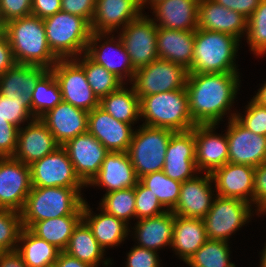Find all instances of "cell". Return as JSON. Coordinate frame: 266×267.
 I'll return each instance as SVG.
<instances>
[{
    "label": "cell",
    "instance_id": "6da1fadb",
    "mask_svg": "<svg viewBox=\"0 0 266 267\" xmlns=\"http://www.w3.org/2000/svg\"><path fill=\"white\" fill-rule=\"evenodd\" d=\"M238 72L188 73L186 91L195 125H217L230 110L239 89Z\"/></svg>",
    "mask_w": 266,
    "mask_h": 267
},
{
    "label": "cell",
    "instance_id": "7a4b0ae2",
    "mask_svg": "<svg viewBox=\"0 0 266 267\" xmlns=\"http://www.w3.org/2000/svg\"><path fill=\"white\" fill-rule=\"evenodd\" d=\"M4 35L18 64L51 69L59 60L48 45L44 22L39 17L30 15L6 22Z\"/></svg>",
    "mask_w": 266,
    "mask_h": 267
},
{
    "label": "cell",
    "instance_id": "3957f363",
    "mask_svg": "<svg viewBox=\"0 0 266 267\" xmlns=\"http://www.w3.org/2000/svg\"><path fill=\"white\" fill-rule=\"evenodd\" d=\"M239 42L232 35L197 28L193 61L188 73L237 72L234 61Z\"/></svg>",
    "mask_w": 266,
    "mask_h": 267
},
{
    "label": "cell",
    "instance_id": "277c9868",
    "mask_svg": "<svg viewBox=\"0 0 266 267\" xmlns=\"http://www.w3.org/2000/svg\"><path fill=\"white\" fill-rule=\"evenodd\" d=\"M140 117L145 119L143 125L174 132L188 131L195 126L189 112L186 88L142 97Z\"/></svg>",
    "mask_w": 266,
    "mask_h": 267
},
{
    "label": "cell",
    "instance_id": "5b68a950",
    "mask_svg": "<svg viewBox=\"0 0 266 267\" xmlns=\"http://www.w3.org/2000/svg\"><path fill=\"white\" fill-rule=\"evenodd\" d=\"M81 188L32 187L21 213L22 227L34 222L72 215L84 202Z\"/></svg>",
    "mask_w": 266,
    "mask_h": 267
},
{
    "label": "cell",
    "instance_id": "8992f818",
    "mask_svg": "<svg viewBox=\"0 0 266 267\" xmlns=\"http://www.w3.org/2000/svg\"><path fill=\"white\" fill-rule=\"evenodd\" d=\"M43 22L48 45L59 59H74L86 52L92 30L85 18L60 11Z\"/></svg>",
    "mask_w": 266,
    "mask_h": 267
},
{
    "label": "cell",
    "instance_id": "52a82bcc",
    "mask_svg": "<svg viewBox=\"0 0 266 267\" xmlns=\"http://www.w3.org/2000/svg\"><path fill=\"white\" fill-rule=\"evenodd\" d=\"M174 131L166 128L142 125L132 135L128 155L137 178L161 171L167 147Z\"/></svg>",
    "mask_w": 266,
    "mask_h": 267
},
{
    "label": "cell",
    "instance_id": "ba28073f",
    "mask_svg": "<svg viewBox=\"0 0 266 267\" xmlns=\"http://www.w3.org/2000/svg\"><path fill=\"white\" fill-rule=\"evenodd\" d=\"M187 77L188 70L183 65L157 58L136 70L131 82L141 99L144 96L183 89L186 87Z\"/></svg>",
    "mask_w": 266,
    "mask_h": 267
},
{
    "label": "cell",
    "instance_id": "9c48e42d",
    "mask_svg": "<svg viewBox=\"0 0 266 267\" xmlns=\"http://www.w3.org/2000/svg\"><path fill=\"white\" fill-rule=\"evenodd\" d=\"M212 206L203 218L209 240H229L232 233L252 216L251 204L235 198L214 196Z\"/></svg>",
    "mask_w": 266,
    "mask_h": 267
},
{
    "label": "cell",
    "instance_id": "30bf717a",
    "mask_svg": "<svg viewBox=\"0 0 266 267\" xmlns=\"http://www.w3.org/2000/svg\"><path fill=\"white\" fill-rule=\"evenodd\" d=\"M60 86L63 101L87 112L100 106L84 69L74 59H59L50 69Z\"/></svg>",
    "mask_w": 266,
    "mask_h": 267
},
{
    "label": "cell",
    "instance_id": "8fae6325",
    "mask_svg": "<svg viewBox=\"0 0 266 267\" xmlns=\"http://www.w3.org/2000/svg\"><path fill=\"white\" fill-rule=\"evenodd\" d=\"M29 166L32 187L83 188L86 186L76 174L62 146Z\"/></svg>",
    "mask_w": 266,
    "mask_h": 267
},
{
    "label": "cell",
    "instance_id": "7c38bea8",
    "mask_svg": "<svg viewBox=\"0 0 266 267\" xmlns=\"http://www.w3.org/2000/svg\"><path fill=\"white\" fill-rule=\"evenodd\" d=\"M155 19L148 18L143 13L129 22L121 33L125 49L129 54L135 70L149 65L158 58L157 54V25Z\"/></svg>",
    "mask_w": 266,
    "mask_h": 267
},
{
    "label": "cell",
    "instance_id": "4fadbf2b",
    "mask_svg": "<svg viewBox=\"0 0 266 267\" xmlns=\"http://www.w3.org/2000/svg\"><path fill=\"white\" fill-rule=\"evenodd\" d=\"M31 188L29 165L13 157L0 158V208L21 212Z\"/></svg>",
    "mask_w": 266,
    "mask_h": 267
},
{
    "label": "cell",
    "instance_id": "5bb4252c",
    "mask_svg": "<svg viewBox=\"0 0 266 267\" xmlns=\"http://www.w3.org/2000/svg\"><path fill=\"white\" fill-rule=\"evenodd\" d=\"M231 113L226 131L229 146L228 162L253 167L266 162V136L255 134L243 127Z\"/></svg>",
    "mask_w": 266,
    "mask_h": 267
},
{
    "label": "cell",
    "instance_id": "9a60e30c",
    "mask_svg": "<svg viewBox=\"0 0 266 267\" xmlns=\"http://www.w3.org/2000/svg\"><path fill=\"white\" fill-rule=\"evenodd\" d=\"M62 147L86 187L98 174L102 162L109 153L103 144L88 132L67 141Z\"/></svg>",
    "mask_w": 266,
    "mask_h": 267
},
{
    "label": "cell",
    "instance_id": "2e32d148",
    "mask_svg": "<svg viewBox=\"0 0 266 267\" xmlns=\"http://www.w3.org/2000/svg\"><path fill=\"white\" fill-rule=\"evenodd\" d=\"M106 35L110 36L109 33L92 32L85 54L96 64L113 73L122 82L126 77H129V80L132 81L136 70L132 66L122 39L118 35L119 38L116 42L114 37H108L110 38L108 40ZM103 37L107 38V41L105 40L103 44L98 46V42H101L100 40ZM114 42L116 43L113 44ZM114 55L119 56L121 59L118 57L117 61Z\"/></svg>",
    "mask_w": 266,
    "mask_h": 267
},
{
    "label": "cell",
    "instance_id": "e0dca14e",
    "mask_svg": "<svg viewBox=\"0 0 266 267\" xmlns=\"http://www.w3.org/2000/svg\"><path fill=\"white\" fill-rule=\"evenodd\" d=\"M162 171L179 182L194 178L198 171L195 161V138L193 128L171 135Z\"/></svg>",
    "mask_w": 266,
    "mask_h": 267
},
{
    "label": "cell",
    "instance_id": "ac0fdd59",
    "mask_svg": "<svg viewBox=\"0 0 266 267\" xmlns=\"http://www.w3.org/2000/svg\"><path fill=\"white\" fill-rule=\"evenodd\" d=\"M128 123L116 120L100 106L88 112L87 132L109 152H127L133 130Z\"/></svg>",
    "mask_w": 266,
    "mask_h": 267
},
{
    "label": "cell",
    "instance_id": "d6986e66",
    "mask_svg": "<svg viewBox=\"0 0 266 267\" xmlns=\"http://www.w3.org/2000/svg\"><path fill=\"white\" fill-rule=\"evenodd\" d=\"M211 176L215 183L216 195L252 204L255 167L228 162L215 169Z\"/></svg>",
    "mask_w": 266,
    "mask_h": 267
},
{
    "label": "cell",
    "instance_id": "ffe728a7",
    "mask_svg": "<svg viewBox=\"0 0 266 267\" xmlns=\"http://www.w3.org/2000/svg\"><path fill=\"white\" fill-rule=\"evenodd\" d=\"M58 147L60 145L45 123L40 118H34L28 122V126L19 128L17 148L13 158L31 165L54 152Z\"/></svg>",
    "mask_w": 266,
    "mask_h": 267
},
{
    "label": "cell",
    "instance_id": "44dd1931",
    "mask_svg": "<svg viewBox=\"0 0 266 267\" xmlns=\"http://www.w3.org/2000/svg\"><path fill=\"white\" fill-rule=\"evenodd\" d=\"M216 125H195V161L198 172L212 173L228 163L229 146L225 135L213 133Z\"/></svg>",
    "mask_w": 266,
    "mask_h": 267
},
{
    "label": "cell",
    "instance_id": "7402d4cb",
    "mask_svg": "<svg viewBox=\"0 0 266 267\" xmlns=\"http://www.w3.org/2000/svg\"><path fill=\"white\" fill-rule=\"evenodd\" d=\"M212 182L211 173H206L204 177L196 175L182 182L179 199L172 212L182 217L203 219L212 206L213 195H216L212 193Z\"/></svg>",
    "mask_w": 266,
    "mask_h": 267
},
{
    "label": "cell",
    "instance_id": "603a6c76",
    "mask_svg": "<svg viewBox=\"0 0 266 267\" xmlns=\"http://www.w3.org/2000/svg\"><path fill=\"white\" fill-rule=\"evenodd\" d=\"M40 119L60 146L78 135L87 133L88 112L64 101Z\"/></svg>",
    "mask_w": 266,
    "mask_h": 267
},
{
    "label": "cell",
    "instance_id": "cb8c5ba5",
    "mask_svg": "<svg viewBox=\"0 0 266 267\" xmlns=\"http://www.w3.org/2000/svg\"><path fill=\"white\" fill-rule=\"evenodd\" d=\"M141 14L140 0H96L91 30L110 34L121 25L123 29Z\"/></svg>",
    "mask_w": 266,
    "mask_h": 267
},
{
    "label": "cell",
    "instance_id": "d4e9b609",
    "mask_svg": "<svg viewBox=\"0 0 266 267\" xmlns=\"http://www.w3.org/2000/svg\"><path fill=\"white\" fill-rule=\"evenodd\" d=\"M247 21L248 19L241 13L227 9L214 0L199 1V29L229 34L240 41V37L247 31Z\"/></svg>",
    "mask_w": 266,
    "mask_h": 267
},
{
    "label": "cell",
    "instance_id": "484cf974",
    "mask_svg": "<svg viewBox=\"0 0 266 267\" xmlns=\"http://www.w3.org/2000/svg\"><path fill=\"white\" fill-rule=\"evenodd\" d=\"M138 180L127 152H109L88 185L103 186L106 193H110L135 187Z\"/></svg>",
    "mask_w": 266,
    "mask_h": 267
},
{
    "label": "cell",
    "instance_id": "4316f807",
    "mask_svg": "<svg viewBox=\"0 0 266 267\" xmlns=\"http://www.w3.org/2000/svg\"><path fill=\"white\" fill-rule=\"evenodd\" d=\"M48 69L41 65L16 63L0 75V94L9 99H23L31 108V94L38 79Z\"/></svg>",
    "mask_w": 266,
    "mask_h": 267
},
{
    "label": "cell",
    "instance_id": "83f0119b",
    "mask_svg": "<svg viewBox=\"0 0 266 267\" xmlns=\"http://www.w3.org/2000/svg\"><path fill=\"white\" fill-rule=\"evenodd\" d=\"M200 0H162L152 9L157 27L173 30H196L198 28V5Z\"/></svg>",
    "mask_w": 266,
    "mask_h": 267
},
{
    "label": "cell",
    "instance_id": "f1b7e54d",
    "mask_svg": "<svg viewBox=\"0 0 266 267\" xmlns=\"http://www.w3.org/2000/svg\"><path fill=\"white\" fill-rule=\"evenodd\" d=\"M195 30H173L157 27L158 58L183 65L187 70L193 61Z\"/></svg>",
    "mask_w": 266,
    "mask_h": 267
},
{
    "label": "cell",
    "instance_id": "f546056e",
    "mask_svg": "<svg viewBox=\"0 0 266 267\" xmlns=\"http://www.w3.org/2000/svg\"><path fill=\"white\" fill-rule=\"evenodd\" d=\"M175 214L172 211L139 219L135 226V237L138 247L156 251L164 246L172 244Z\"/></svg>",
    "mask_w": 266,
    "mask_h": 267
},
{
    "label": "cell",
    "instance_id": "4dcf8cb0",
    "mask_svg": "<svg viewBox=\"0 0 266 267\" xmlns=\"http://www.w3.org/2000/svg\"><path fill=\"white\" fill-rule=\"evenodd\" d=\"M86 200L83 202V220L91 228L92 233L101 247L118 246L130 232L128 224L106 213L101 209V213L93 215Z\"/></svg>",
    "mask_w": 266,
    "mask_h": 267
},
{
    "label": "cell",
    "instance_id": "1f68e13d",
    "mask_svg": "<svg viewBox=\"0 0 266 267\" xmlns=\"http://www.w3.org/2000/svg\"><path fill=\"white\" fill-rule=\"evenodd\" d=\"M207 240L203 219L175 215L171 247L184 262Z\"/></svg>",
    "mask_w": 266,
    "mask_h": 267
},
{
    "label": "cell",
    "instance_id": "d6a6232c",
    "mask_svg": "<svg viewBox=\"0 0 266 267\" xmlns=\"http://www.w3.org/2000/svg\"><path fill=\"white\" fill-rule=\"evenodd\" d=\"M83 219V204L72 214L34 222L28 229L61 252L67 248L73 230Z\"/></svg>",
    "mask_w": 266,
    "mask_h": 267
},
{
    "label": "cell",
    "instance_id": "836d02e7",
    "mask_svg": "<svg viewBox=\"0 0 266 267\" xmlns=\"http://www.w3.org/2000/svg\"><path fill=\"white\" fill-rule=\"evenodd\" d=\"M64 252L94 267L99 265V261L104 262L105 266L111 264V260L102 261L105 250L98 243L91 228L83 219L73 230L69 244Z\"/></svg>",
    "mask_w": 266,
    "mask_h": 267
},
{
    "label": "cell",
    "instance_id": "e575fe53",
    "mask_svg": "<svg viewBox=\"0 0 266 267\" xmlns=\"http://www.w3.org/2000/svg\"><path fill=\"white\" fill-rule=\"evenodd\" d=\"M17 251L23 258L27 267H48L54 265L61 252L54 245L33 234L28 228L22 227Z\"/></svg>",
    "mask_w": 266,
    "mask_h": 267
},
{
    "label": "cell",
    "instance_id": "d590c367",
    "mask_svg": "<svg viewBox=\"0 0 266 267\" xmlns=\"http://www.w3.org/2000/svg\"><path fill=\"white\" fill-rule=\"evenodd\" d=\"M100 107L116 120L130 125L140 118V99L133 86L128 90L121 85L100 100Z\"/></svg>",
    "mask_w": 266,
    "mask_h": 267
},
{
    "label": "cell",
    "instance_id": "8d00e7d4",
    "mask_svg": "<svg viewBox=\"0 0 266 267\" xmlns=\"http://www.w3.org/2000/svg\"><path fill=\"white\" fill-rule=\"evenodd\" d=\"M63 101L60 86L53 72L48 69L36 82L31 94L32 114L41 118Z\"/></svg>",
    "mask_w": 266,
    "mask_h": 267
},
{
    "label": "cell",
    "instance_id": "74e56055",
    "mask_svg": "<svg viewBox=\"0 0 266 267\" xmlns=\"http://www.w3.org/2000/svg\"><path fill=\"white\" fill-rule=\"evenodd\" d=\"M74 60L84 69L87 81L99 100L125 84L103 66L92 61L85 53L83 59L77 56Z\"/></svg>",
    "mask_w": 266,
    "mask_h": 267
},
{
    "label": "cell",
    "instance_id": "f35d334b",
    "mask_svg": "<svg viewBox=\"0 0 266 267\" xmlns=\"http://www.w3.org/2000/svg\"><path fill=\"white\" fill-rule=\"evenodd\" d=\"M139 181L147 188L151 189V193L156 195L158 201L166 210L172 211L179 199L181 190V182L169 178L162 170L146 174L139 178Z\"/></svg>",
    "mask_w": 266,
    "mask_h": 267
},
{
    "label": "cell",
    "instance_id": "ab89813d",
    "mask_svg": "<svg viewBox=\"0 0 266 267\" xmlns=\"http://www.w3.org/2000/svg\"><path fill=\"white\" fill-rule=\"evenodd\" d=\"M229 253L227 241L208 239L185 263L190 267H236Z\"/></svg>",
    "mask_w": 266,
    "mask_h": 267
},
{
    "label": "cell",
    "instance_id": "60d3db41",
    "mask_svg": "<svg viewBox=\"0 0 266 267\" xmlns=\"http://www.w3.org/2000/svg\"><path fill=\"white\" fill-rule=\"evenodd\" d=\"M100 206L106 213L129 224V219L136 217L135 187L106 193Z\"/></svg>",
    "mask_w": 266,
    "mask_h": 267
},
{
    "label": "cell",
    "instance_id": "b9f144b4",
    "mask_svg": "<svg viewBox=\"0 0 266 267\" xmlns=\"http://www.w3.org/2000/svg\"><path fill=\"white\" fill-rule=\"evenodd\" d=\"M247 42L255 55L266 53V0H261L247 21Z\"/></svg>",
    "mask_w": 266,
    "mask_h": 267
},
{
    "label": "cell",
    "instance_id": "7bdbcfd3",
    "mask_svg": "<svg viewBox=\"0 0 266 267\" xmlns=\"http://www.w3.org/2000/svg\"><path fill=\"white\" fill-rule=\"evenodd\" d=\"M22 229L21 213L0 208V250H17V243Z\"/></svg>",
    "mask_w": 266,
    "mask_h": 267
},
{
    "label": "cell",
    "instance_id": "ee69618b",
    "mask_svg": "<svg viewBox=\"0 0 266 267\" xmlns=\"http://www.w3.org/2000/svg\"><path fill=\"white\" fill-rule=\"evenodd\" d=\"M158 201L151 189L145 187L139 180L135 186V212L136 219L149 218L160 215L167 210ZM162 209V210H161Z\"/></svg>",
    "mask_w": 266,
    "mask_h": 267
},
{
    "label": "cell",
    "instance_id": "f6af8a7d",
    "mask_svg": "<svg viewBox=\"0 0 266 267\" xmlns=\"http://www.w3.org/2000/svg\"><path fill=\"white\" fill-rule=\"evenodd\" d=\"M0 117L7 122L20 128L21 123L29 119L32 121L35 117L31 108L23 99H9L0 94ZM32 118V119H31Z\"/></svg>",
    "mask_w": 266,
    "mask_h": 267
},
{
    "label": "cell",
    "instance_id": "bcb514c9",
    "mask_svg": "<svg viewBox=\"0 0 266 267\" xmlns=\"http://www.w3.org/2000/svg\"><path fill=\"white\" fill-rule=\"evenodd\" d=\"M246 108V115L236 113L235 119L247 130L266 136V106L259 105L251 99Z\"/></svg>",
    "mask_w": 266,
    "mask_h": 267
},
{
    "label": "cell",
    "instance_id": "7dc6e473",
    "mask_svg": "<svg viewBox=\"0 0 266 267\" xmlns=\"http://www.w3.org/2000/svg\"><path fill=\"white\" fill-rule=\"evenodd\" d=\"M32 0H0V18L6 23L31 15Z\"/></svg>",
    "mask_w": 266,
    "mask_h": 267
},
{
    "label": "cell",
    "instance_id": "c3c4849f",
    "mask_svg": "<svg viewBox=\"0 0 266 267\" xmlns=\"http://www.w3.org/2000/svg\"><path fill=\"white\" fill-rule=\"evenodd\" d=\"M19 128L0 117V158L13 157Z\"/></svg>",
    "mask_w": 266,
    "mask_h": 267
},
{
    "label": "cell",
    "instance_id": "681fc988",
    "mask_svg": "<svg viewBox=\"0 0 266 267\" xmlns=\"http://www.w3.org/2000/svg\"><path fill=\"white\" fill-rule=\"evenodd\" d=\"M126 267H160L156 251L135 246L127 255Z\"/></svg>",
    "mask_w": 266,
    "mask_h": 267
},
{
    "label": "cell",
    "instance_id": "f907efd6",
    "mask_svg": "<svg viewBox=\"0 0 266 267\" xmlns=\"http://www.w3.org/2000/svg\"><path fill=\"white\" fill-rule=\"evenodd\" d=\"M253 204L259 213L266 212V162L255 167Z\"/></svg>",
    "mask_w": 266,
    "mask_h": 267
},
{
    "label": "cell",
    "instance_id": "816d5d0a",
    "mask_svg": "<svg viewBox=\"0 0 266 267\" xmlns=\"http://www.w3.org/2000/svg\"><path fill=\"white\" fill-rule=\"evenodd\" d=\"M95 4L96 0H61V11L85 18L91 24Z\"/></svg>",
    "mask_w": 266,
    "mask_h": 267
},
{
    "label": "cell",
    "instance_id": "f5cc1de1",
    "mask_svg": "<svg viewBox=\"0 0 266 267\" xmlns=\"http://www.w3.org/2000/svg\"><path fill=\"white\" fill-rule=\"evenodd\" d=\"M227 9L241 13L247 19L259 6L261 0H214Z\"/></svg>",
    "mask_w": 266,
    "mask_h": 267
},
{
    "label": "cell",
    "instance_id": "db71d44e",
    "mask_svg": "<svg viewBox=\"0 0 266 267\" xmlns=\"http://www.w3.org/2000/svg\"><path fill=\"white\" fill-rule=\"evenodd\" d=\"M61 11V0H32L31 15L45 19Z\"/></svg>",
    "mask_w": 266,
    "mask_h": 267
},
{
    "label": "cell",
    "instance_id": "11a10c76",
    "mask_svg": "<svg viewBox=\"0 0 266 267\" xmlns=\"http://www.w3.org/2000/svg\"><path fill=\"white\" fill-rule=\"evenodd\" d=\"M16 64L13 51L7 37L0 38V75Z\"/></svg>",
    "mask_w": 266,
    "mask_h": 267
},
{
    "label": "cell",
    "instance_id": "9f6ffc18",
    "mask_svg": "<svg viewBox=\"0 0 266 267\" xmlns=\"http://www.w3.org/2000/svg\"><path fill=\"white\" fill-rule=\"evenodd\" d=\"M0 267H27L17 250L5 251L0 254Z\"/></svg>",
    "mask_w": 266,
    "mask_h": 267
},
{
    "label": "cell",
    "instance_id": "6f0895ef",
    "mask_svg": "<svg viewBox=\"0 0 266 267\" xmlns=\"http://www.w3.org/2000/svg\"><path fill=\"white\" fill-rule=\"evenodd\" d=\"M55 265L57 267H94L87 263L81 262L77 258L68 255L66 252L62 251L56 260Z\"/></svg>",
    "mask_w": 266,
    "mask_h": 267
},
{
    "label": "cell",
    "instance_id": "680465c9",
    "mask_svg": "<svg viewBox=\"0 0 266 267\" xmlns=\"http://www.w3.org/2000/svg\"><path fill=\"white\" fill-rule=\"evenodd\" d=\"M252 99L259 105L266 106V83L263 84Z\"/></svg>",
    "mask_w": 266,
    "mask_h": 267
},
{
    "label": "cell",
    "instance_id": "91938a15",
    "mask_svg": "<svg viewBox=\"0 0 266 267\" xmlns=\"http://www.w3.org/2000/svg\"><path fill=\"white\" fill-rule=\"evenodd\" d=\"M162 0H140V5H141V9L143 10L145 4H150L151 7H153L155 4H157L158 2H160Z\"/></svg>",
    "mask_w": 266,
    "mask_h": 267
},
{
    "label": "cell",
    "instance_id": "94428289",
    "mask_svg": "<svg viewBox=\"0 0 266 267\" xmlns=\"http://www.w3.org/2000/svg\"><path fill=\"white\" fill-rule=\"evenodd\" d=\"M261 258H260V267H266V246L263 249L262 253H261Z\"/></svg>",
    "mask_w": 266,
    "mask_h": 267
},
{
    "label": "cell",
    "instance_id": "6125c7cd",
    "mask_svg": "<svg viewBox=\"0 0 266 267\" xmlns=\"http://www.w3.org/2000/svg\"><path fill=\"white\" fill-rule=\"evenodd\" d=\"M4 32H5V23L0 18V38L4 36Z\"/></svg>",
    "mask_w": 266,
    "mask_h": 267
},
{
    "label": "cell",
    "instance_id": "be15d7a7",
    "mask_svg": "<svg viewBox=\"0 0 266 267\" xmlns=\"http://www.w3.org/2000/svg\"><path fill=\"white\" fill-rule=\"evenodd\" d=\"M48 267H57V266L54 264V265H50V266H48Z\"/></svg>",
    "mask_w": 266,
    "mask_h": 267
}]
</instances>
